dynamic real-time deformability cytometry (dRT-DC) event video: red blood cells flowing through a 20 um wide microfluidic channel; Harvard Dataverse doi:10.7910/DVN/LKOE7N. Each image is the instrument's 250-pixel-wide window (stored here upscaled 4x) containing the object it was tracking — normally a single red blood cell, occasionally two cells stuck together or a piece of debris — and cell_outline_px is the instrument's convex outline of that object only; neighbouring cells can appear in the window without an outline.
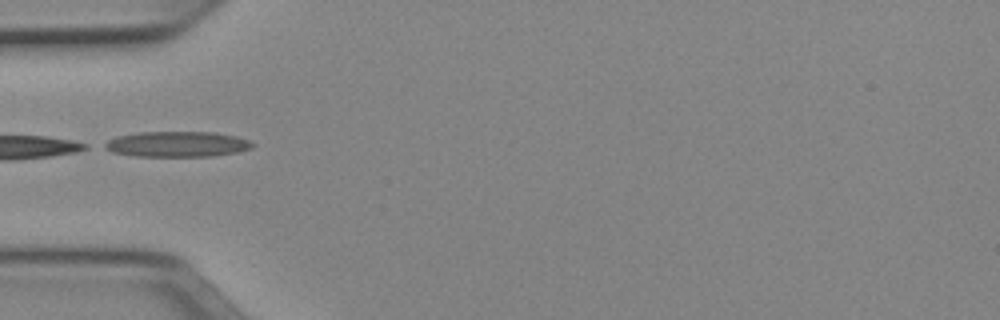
{"species": "Egyptian fruit bat (a non-hibernating species)", "species_latin": "Rousettus aegyptiacus", "temperature_condition": "cold", "stored_images_in_passage": 4, "camera_frame_rate_fps": 3000, "um_per_image_px": 0.085, "animal": {"sex": "female"}, "frame": {"image": 1, "passage_image": 1, "time_ms": 0.0, "image_size_px": [1000, 320], "cell_outline_px": [[256, 144], [252, 148], [236, 152], [212, 156], [136, 156], [112, 152], [104, 148], [100, 144], [116, 136], [140, 132], [216, 132], [236, 136], [252, 140]], "centroid_in_image_um": [15.06, 12.25], "position_along_channel_um": 69.9, "area_um2": 22.2}}